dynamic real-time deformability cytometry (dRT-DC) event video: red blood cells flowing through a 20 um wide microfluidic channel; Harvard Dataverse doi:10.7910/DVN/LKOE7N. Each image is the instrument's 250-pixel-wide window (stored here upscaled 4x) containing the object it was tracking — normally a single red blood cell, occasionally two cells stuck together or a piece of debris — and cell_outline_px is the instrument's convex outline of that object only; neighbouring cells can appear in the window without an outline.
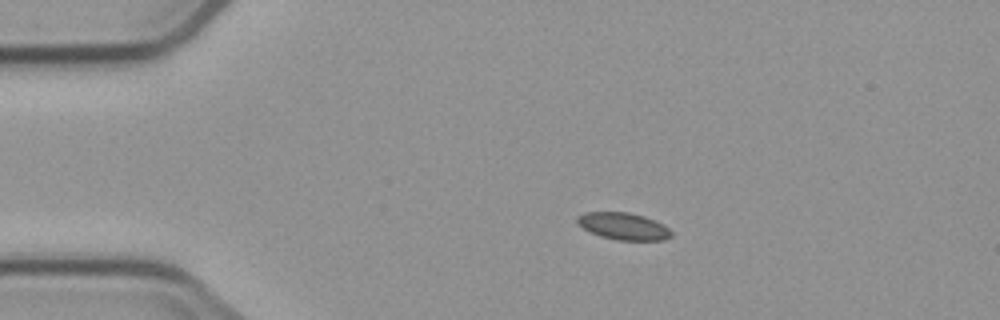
{"species": "common noctule bat (a hibernating species)", "species_latin": "Nyctalus noctula", "temperature_condition": "cold", "stored_images_in_passage": 3, "camera_frame_rate_fps": 3000, "um_per_image_px": 0.085, "animal": {"sex": "male", "body_mass_g": 23.1, "forearm_length_mm": 52.7}, "frame": {"image": 1, "passage_image": 2, "time_ms": 2.0, "image_size_px": [1000, 320], "cell_outline_px": [[672, 236], [664, 240], [616, 240], [600, 236], [576, 224], [576, 216], [584, 212], [628, 212], [644, 216], [664, 224], [672, 232]], "centroid_in_image_um": [52.98, 19.22], "position_along_channel_um": 32.0, "area_um2": 14.91}}